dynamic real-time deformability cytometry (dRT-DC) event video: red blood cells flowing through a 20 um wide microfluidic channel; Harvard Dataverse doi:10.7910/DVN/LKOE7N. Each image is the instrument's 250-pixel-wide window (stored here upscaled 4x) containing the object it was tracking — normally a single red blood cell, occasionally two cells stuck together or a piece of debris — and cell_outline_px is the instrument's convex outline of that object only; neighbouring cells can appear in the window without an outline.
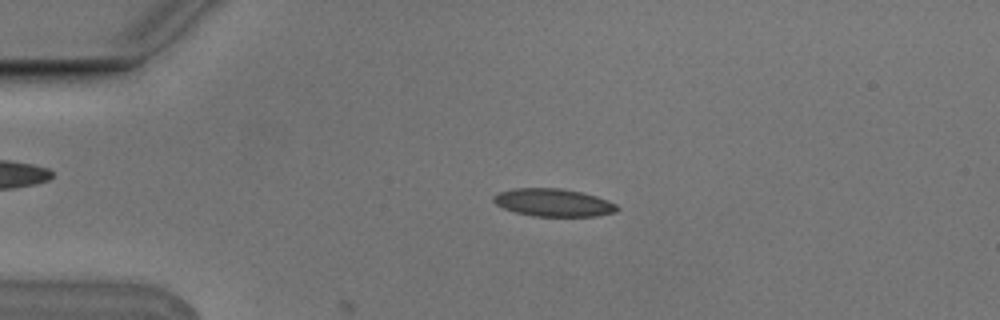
{"species": "Egyptian fruit bat (a non-hibernating species)", "species_latin": "Rousettus aegyptiacus", "temperature_condition": "cold", "stored_images_in_passage": 4, "camera_frame_rate_fps": 3000, "um_per_image_px": 0.085, "animal": {"sex": "male"}, "frame": {"image": 1, "passage_image": 3, "time_ms": 0.667, "image_size_px": [1000, 320], "cell_outline_px": [[620, 208], [616, 212], [596, 216], [532, 216], [516, 212], [504, 208], [496, 204], [492, 200], [492, 196], [500, 192], [512, 188], [560, 188], [580, 192], [596, 196], [608, 200], [616, 204]], "centroid_in_image_um": [47.04, 17.22], "position_along_channel_um": 38.0, "area_um2": 20.0}}